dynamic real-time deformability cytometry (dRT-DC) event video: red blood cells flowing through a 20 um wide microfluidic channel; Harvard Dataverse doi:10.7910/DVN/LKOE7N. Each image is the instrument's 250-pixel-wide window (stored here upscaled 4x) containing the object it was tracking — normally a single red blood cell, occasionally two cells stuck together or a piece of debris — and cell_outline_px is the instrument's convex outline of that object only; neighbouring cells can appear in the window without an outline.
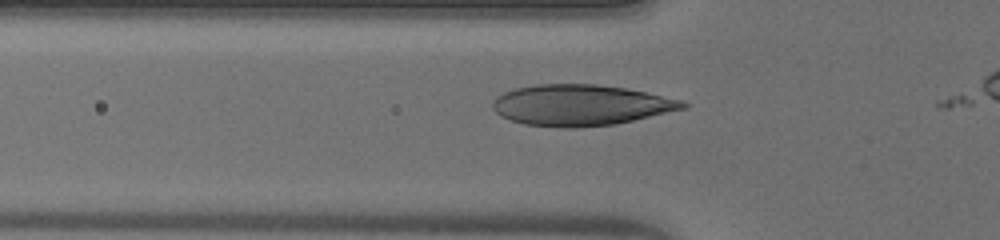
{"species": "human", "species_latin": "Homo sapiens", "temperature_condition": "warm", "stored_images_in_passage": 39, "camera_frame_rate_fps": 3000, "um_per_image_px": 0.085, "donor": {"sex": "male"}, "frame": {"image": 1, "passage_image": 12, "time_ms": 3.667, "image_size_px": [1000, 240], "cell_outline_px": [[688, 108], [616, 124], [576, 128], [564, 128], [524, 124], [500, 116], [492, 108], [492, 100], [496, 96], [504, 92], [516, 88], [536, 84], [596, 84], [624, 88], [644, 92], [680, 100], [688, 104]], "centroid_in_image_um": [49.32, 8.94], "position_along_channel_um": 76.5, "area_um2": 45.37}}
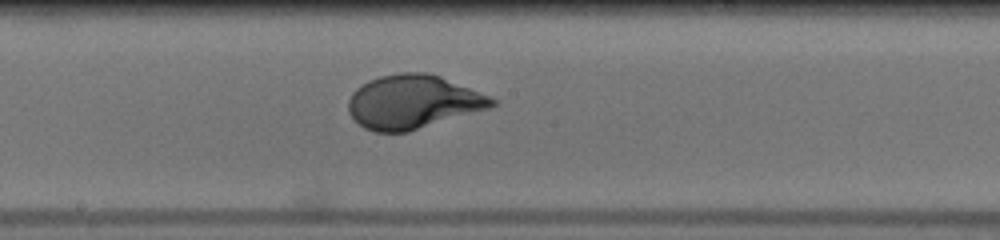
{"frame": {"image": 2, "passage_image": 22, "time_ms": 7.0, "image_size_px": [1000, 240], "cell_outline_px": [[500, 100], [496, 104], [488, 108], [408, 132], [376, 132], [364, 128], [348, 112], [348, 100], [352, 92], [356, 88], [368, 80], [380, 76], [400, 72], [428, 72], [440, 76]], "centroid_in_image_um": [35.09, 8.65], "position_along_channel_um": 213.1, "area_um2": 44.85}}
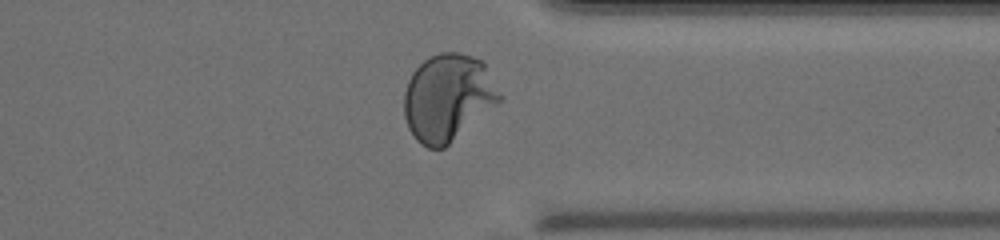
{"frame": {"image": 3, "passage_image": 34, "time_ms": 11.0, "image_size_px": [1000, 240], "cell_outline_px": [[504, 96], [500, 100], [444, 148], [428, 148], [420, 144], [416, 140], [408, 128], [404, 116], [404, 92], [408, 80], [412, 72], [428, 56], [440, 52], [460, 52], [484, 60]], "centroid_in_image_um": [38.07, 8.25], "position_along_channel_um": 373.3, "area_um2": 48.67}, "authors_computed_cell_mechanics": {"area_um2": 44.3326, "velocity_mm_per_s": 4.065, "shape_relaxation_time_tau1_ms": 3.7864, "shape_relaxation_time_tau2_ms": null, "deformation_change_tau1": 0.2338, "deformation_change_tau2": null}}